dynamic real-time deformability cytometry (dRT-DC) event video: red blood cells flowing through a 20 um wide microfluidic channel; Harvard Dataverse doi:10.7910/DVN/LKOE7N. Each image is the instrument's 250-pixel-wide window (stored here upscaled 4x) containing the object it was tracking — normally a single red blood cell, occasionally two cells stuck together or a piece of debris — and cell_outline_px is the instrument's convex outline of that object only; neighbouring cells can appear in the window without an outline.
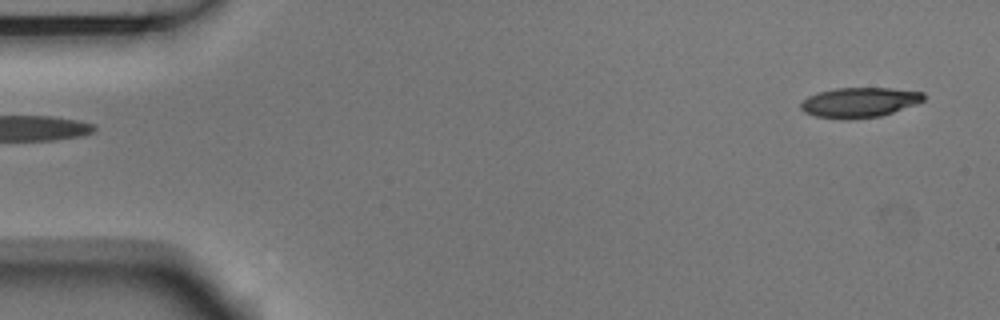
{"species": "Egyptian fruit bat (a non-hibernating species)", "species_latin": "Rousettus aegyptiacus", "temperature_condition": "room temperature", "stored_images_in_passage": 5, "segment_of_instrument_passage": [1, 2], "camera_frame_rate_fps": 3000, "um_per_image_px": 0.085, "animal": {"sex": "male"}, "frame": {"image": 1, "passage_image": 1, "time_ms": 0.0, "image_size_px": [1000, 320], "cell_outline_px": [[924, 100], [916, 104], [880, 116], [848, 120], [844, 120], [816, 116], [804, 112], [800, 108], [800, 104], [808, 96], [816, 92], [836, 88], [892, 88], [924, 92]], "centroid_in_image_um": [73.03, 8.7], "position_along_channel_um": 12.0, "area_um2": 21.56}}
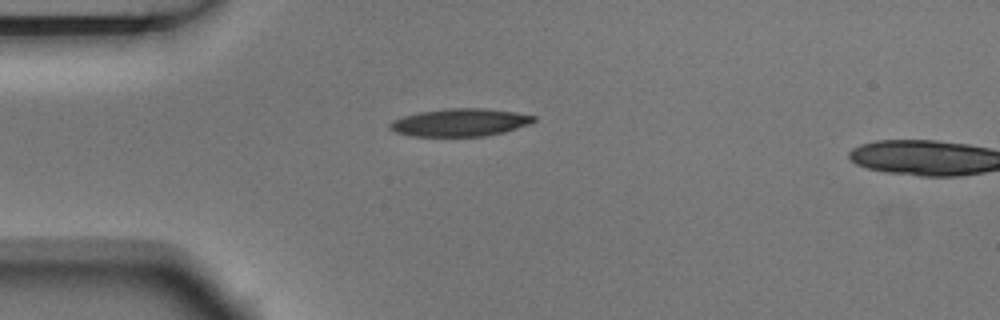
{"frame": {"image": 2, "passage_image": 4, "time_ms": 1.0, "image_size_px": [1000, 320], "cell_outline_px": [[536, 120], [528, 124], [504, 132], [484, 136], [412, 136], [396, 132], [388, 128], [388, 124], [392, 120], [404, 116], [420, 112], [452, 108], [484, 108], [512, 112], [536, 116]], "centroid_in_image_um": [39.07, 10.41], "position_along_channel_um": 45.9, "area_um2": 23.0}}